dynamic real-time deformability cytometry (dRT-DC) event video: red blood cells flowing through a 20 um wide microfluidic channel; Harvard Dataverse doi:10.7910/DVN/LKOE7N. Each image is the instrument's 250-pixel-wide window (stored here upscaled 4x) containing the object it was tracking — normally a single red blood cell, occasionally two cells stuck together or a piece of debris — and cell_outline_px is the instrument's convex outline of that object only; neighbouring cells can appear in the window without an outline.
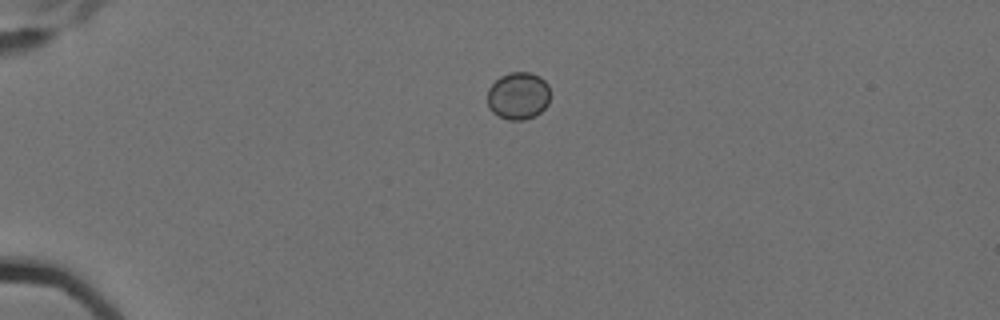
{"species": "Egyptian fruit bat (a non-hibernating species)", "species_latin": "Rousettus aegyptiacus", "temperature_condition": "cold", "stored_images_in_passage": 6, "camera_frame_rate_fps": 3000, "um_per_image_px": 0.085, "animal": {"sex": "female"}, "frame": {"image": 1, "passage_image": 6, "time_ms": 1.667, "image_size_px": [1000, 320], "cell_outline_px": [[548, 104], [540, 112], [524, 120], [508, 120], [492, 112], [488, 108], [488, 88], [500, 76], [508, 72], [532, 72], [540, 76], [548, 84]], "centroid_in_image_um": [44.03, 8.12], "position_along_channel_um": 41.0, "area_um2": 17.34}}